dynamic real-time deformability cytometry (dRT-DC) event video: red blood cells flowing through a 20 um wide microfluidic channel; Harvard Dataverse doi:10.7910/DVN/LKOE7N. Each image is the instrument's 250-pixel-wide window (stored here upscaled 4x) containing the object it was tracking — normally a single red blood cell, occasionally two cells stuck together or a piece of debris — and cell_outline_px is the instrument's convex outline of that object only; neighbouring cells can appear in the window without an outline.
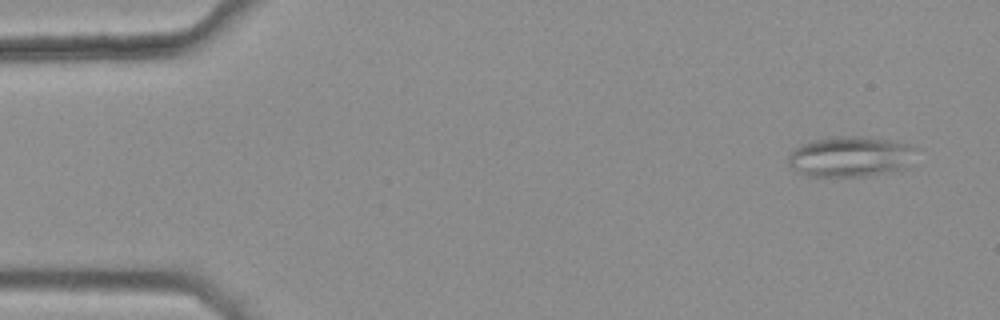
{"species": "common noctule bat (a hibernating species)", "species_latin": "Nyctalus noctula", "temperature_condition": "warm", "stored_images_in_passage": 46, "camera_frame_rate_fps": 3000, "um_per_image_px": 0.085, "animal": {"sex": "female", "body_mass_g": 25.1}, "frame": {"image": 1, "passage_image": 3, "time_ms": 0.667, "image_size_px": [1000, 320], "cell_outline_px": [[920, 148], [908, 164], [904, 168], [888, 172], [864, 176], [808, 176], [796, 172], [788, 164], [788, 156], [796, 148], [804, 144], [816, 140], [836, 136], [860, 136], [888, 140], [908, 144]], "centroid_in_image_um": [72.3, 13.32], "position_along_channel_um": 12.7, "area_um2": 30.0}}
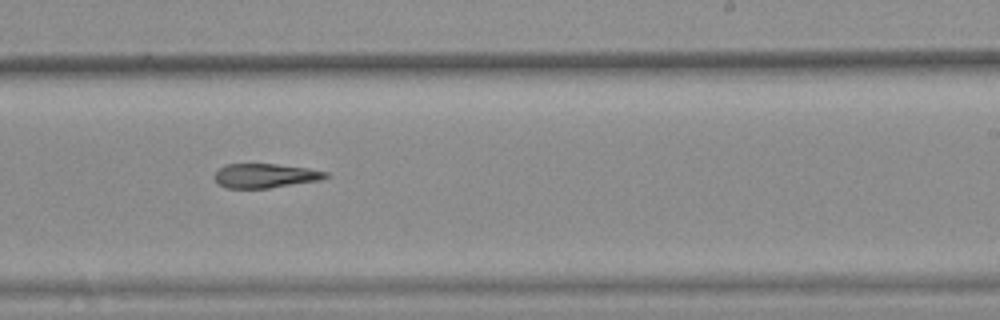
{"frame": {"image": 2, "passage_image": 32, "time_ms": 10.333, "image_size_px": [1000, 320], "cell_outline_px": [[328, 176], [320, 180], [268, 188], [224, 188], [212, 176], [224, 164], [276, 164], [308, 168], [328, 172]], "centroid_in_image_um": [22.52, 14.93], "position_along_channel_um": 266.5, "area_um2": 15.66}}
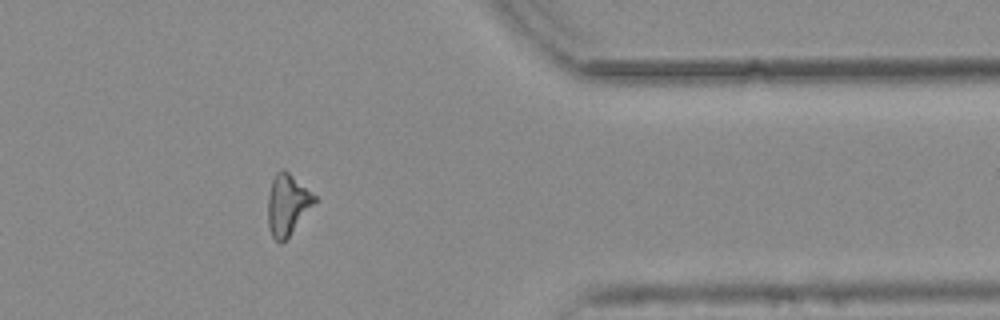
{"frame": {"image": 3, "passage_image": 43, "time_ms": 14.0, "image_size_px": [1000, 320], "cell_outline_px": [[316, 200], [288, 236], [280, 244], [272, 236], [268, 224], [268, 192], [272, 180], [276, 172], [280, 168], [284, 168], [316, 196]], "centroid_in_image_um": [24.39, 17.34], "position_along_channel_um": 387.0, "area_um2": 16.18}}